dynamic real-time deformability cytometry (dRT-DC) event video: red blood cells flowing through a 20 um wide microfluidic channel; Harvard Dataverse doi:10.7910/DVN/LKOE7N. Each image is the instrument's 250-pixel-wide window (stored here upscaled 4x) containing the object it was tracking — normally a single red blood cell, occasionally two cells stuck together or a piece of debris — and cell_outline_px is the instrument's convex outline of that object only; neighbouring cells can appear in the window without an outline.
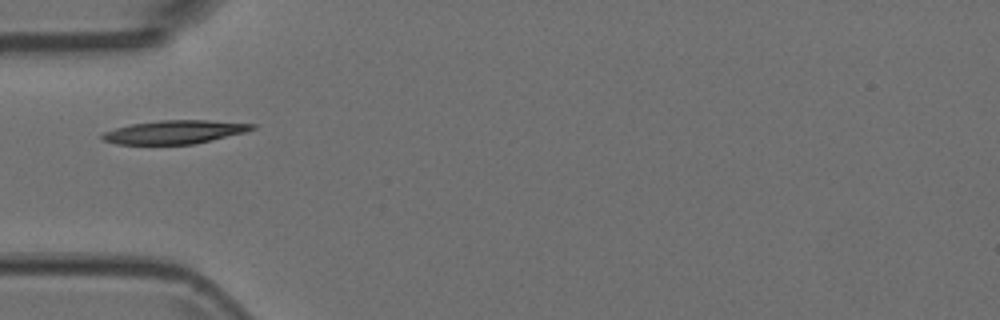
{"species": "Egyptian fruit bat (a non-hibernating species)", "species_latin": "Rousettus aegyptiacus", "temperature_condition": "room temperature", "stored_images_in_passage": 4, "camera_frame_rate_fps": 3000, "um_per_image_px": 0.085, "animal": {"sex": "female"}, "frame": {"image": 1, "passage_image": 1, "time_ms": 0.0, "image_size_px": [1000, 320], "cell_outline_px": [[256, 128], [244, 132], [196, 144], [116, 144], [100, 140], [100, 136], [104, 132], [116, 128], [132, 124], [160, 120], [208, 120], [256, 124]], "centroid_in_image_um": [14.82, 11.22], "position_along_channel_um": 70.2, "area_um2": 20.46}}
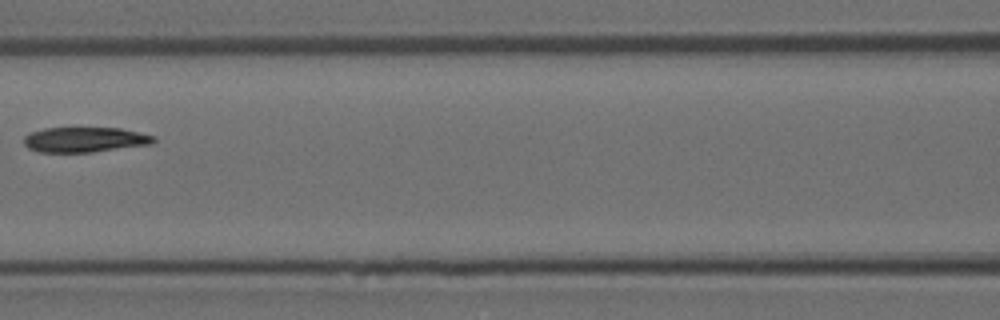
{"frame": {"image": 2, "passage_image": 3, "time_ms": 0.667, "image_size_px": [1000, 320], "cell_outline_px": [[156, 140], [152, 144], [92, 152], [40, 152], [28, 148], [24, 144], [24, 136], [32, 132], [44, 128], [120, 128], [156, 136]], "centroid_in_image_um": [7.22, 11.87], "position_along_channel_um": 159.4, "area_um2": 18.96}}
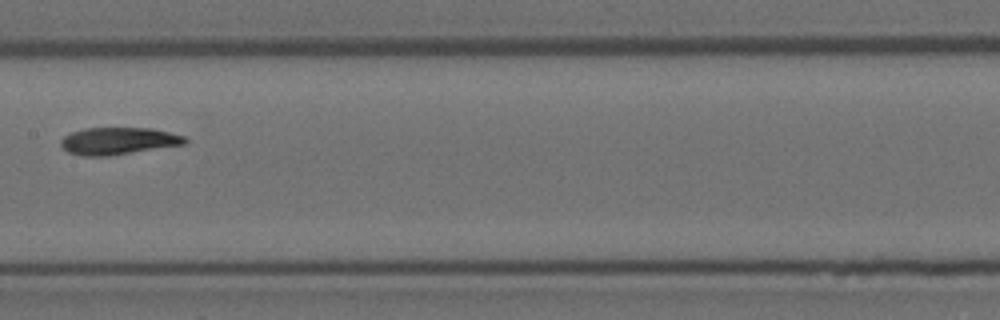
{"frame": {"image": 3, "passage_image": 4, "time_ms": 1.0, "image_size_px": [1000, 320], "cell_outline_px": [[188, 140], [184, 144], [108, 156], [84, 156], [68, 152], [60, 144], [60, 140], [64, 136], [72, 132], [84, 128], [152, 128], [184, 136]], "centroid_in_image_um": [10.03, 11.98], "position_along_channel_um": 197.4, "area_um2": 19.48}}